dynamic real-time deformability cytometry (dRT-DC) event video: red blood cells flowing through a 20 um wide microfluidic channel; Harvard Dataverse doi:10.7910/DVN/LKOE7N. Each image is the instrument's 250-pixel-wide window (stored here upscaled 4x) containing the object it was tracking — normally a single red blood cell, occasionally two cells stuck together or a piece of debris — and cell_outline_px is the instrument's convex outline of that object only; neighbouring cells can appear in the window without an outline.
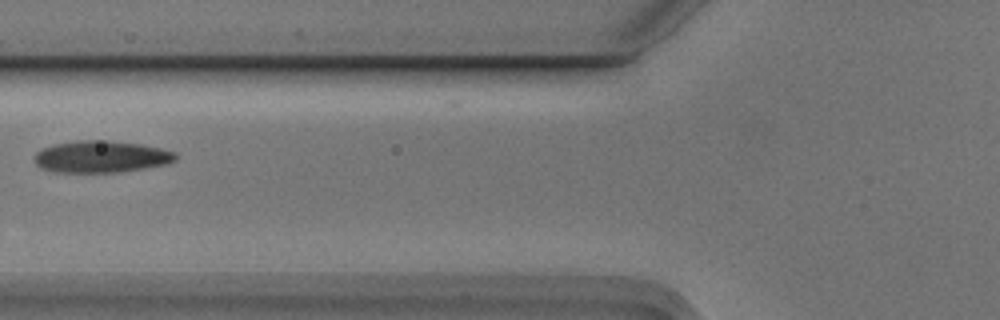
{"species": "Egyptian fruit bat (a non-hibernating species)", "species_latin": "Rousettus aegyptiacus", "temperature_condition": "cold", "stored_images_in_passage": 8, "camera_frame_rate_fps": 3000, "um_per_image_px": 0.085, "animal": {"sex": "male"}, "frame": {"image": 1, "passage_image": 6, "time_ms": 1.667, "image_size_px": [1000, 320], "cell_outline_px": [[176, 160], [164, 164], [144, 168], [116, 172], [56, 172], [44, 168], [36, 164], [36, 152], [52, 144], [76, 140], [108, 140], [140, 144], [160, 148], [176, 152]], "centroid_in_image_um": [8.6, 13.3], "position_along_channel_um": 117.2, "area_um2": 25.95}}
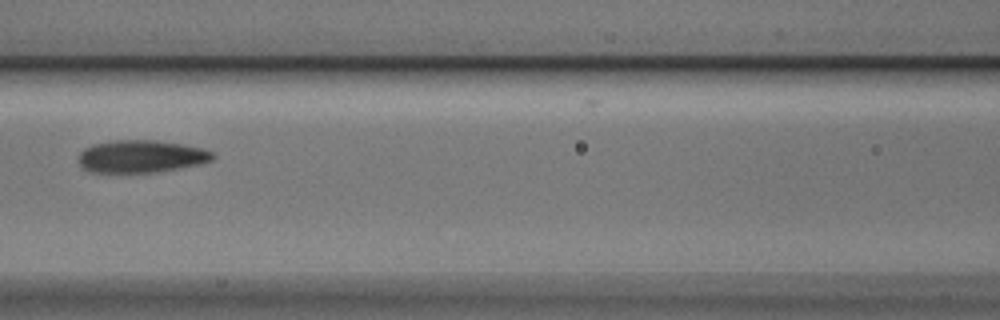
{"frame": {"image": 2, "passage_image": 7, "time_ms": 2.0, "image_size_px": [1000, 320], "cell_outline_px": [[216, 156], [212, 160], [200, 164], [180, 168], [156, 172], [88, 172], [80, 164], [80, 152], [84, 148], [92, 144], [116, 140], [152, 140], [180, 144], [200, 148], [212, 152]], "centroid_in_image_um": [11.99, 13.3], "position_along_channel_um": 154.6, "area_um2": 25.2}}